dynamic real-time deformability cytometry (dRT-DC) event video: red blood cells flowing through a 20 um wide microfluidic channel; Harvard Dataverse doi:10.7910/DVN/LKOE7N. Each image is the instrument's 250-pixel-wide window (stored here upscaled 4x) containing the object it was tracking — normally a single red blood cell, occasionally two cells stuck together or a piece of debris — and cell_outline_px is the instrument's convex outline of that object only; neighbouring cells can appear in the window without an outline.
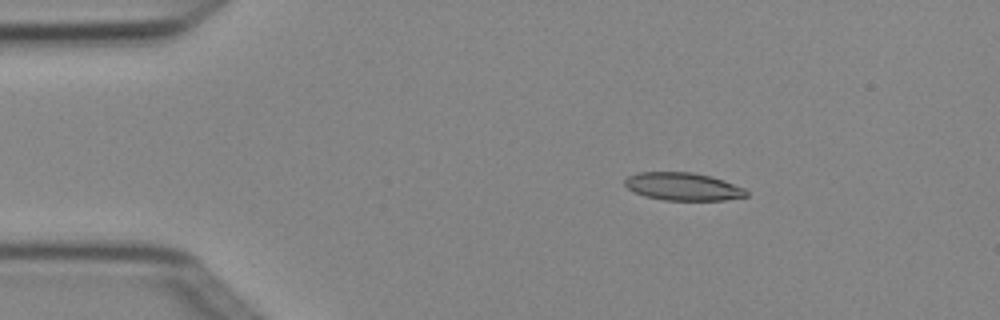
{"species": "Egyptian fruit bat (a non-hibernating species)", "species_latin": "Rousettus aegyptiacus", "temperature_condition": "cold", "stored_images_in_passage": 2, "camera_frame_rate_fps": 3000, "um_per_image_px": 0.085, "animal": {"sex": "female"}, "frame": {"image": 1, "passage_image": 1, "time_ms": 0.0, "image_size_px": [1000, 320], "cell_outline_px": [[748, 196], [724, 200], [664, 200], [644, 196], [628, 188], [624, 184], [624, 180], [628, 176], [636, 172], [692, 172], [712, 176], [724, 180], [744, 188], [748, 192]], "centroid_in_image_um": [58.06, 15.85], "position_along_channel_um": 26.9, "area_um2": 19.77}}